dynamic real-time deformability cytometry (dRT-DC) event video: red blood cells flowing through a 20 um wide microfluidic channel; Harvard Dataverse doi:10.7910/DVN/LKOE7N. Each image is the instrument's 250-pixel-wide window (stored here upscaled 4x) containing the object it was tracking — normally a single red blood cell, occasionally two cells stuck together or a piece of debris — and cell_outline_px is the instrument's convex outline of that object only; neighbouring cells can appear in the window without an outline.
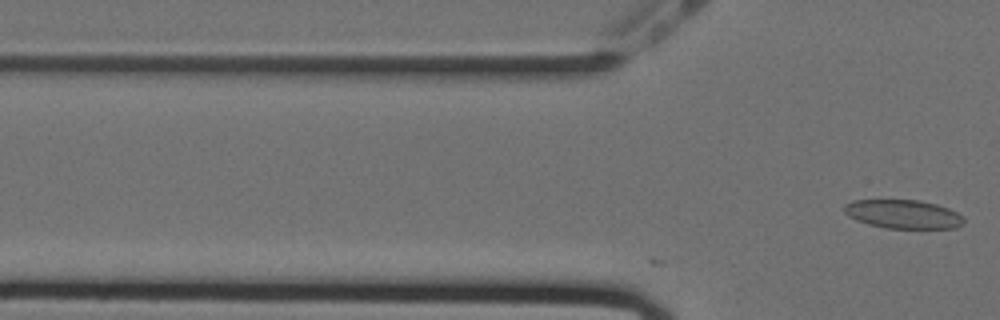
{"species": "Egyptian fruit bat (a non-hibernating species)", "species_latin": "Rousettus aegyptiacus", "temperature_condition": "cold", "stored_images_in_passage": 16, "camera_frame_rate_fps": 3000, "um_per_image_px": 0.085, "animal": {"sex": "female"}, "frame": {"image": 1, "passage_image": 16, "time_ms": 5.0, "image_size_px": [1000, 320], "cell_outline_px": [[964, 224], [956, 228], [884, 228], [868, 224], [856, 220], [848, 216], [844, 212], [844, 204], [852, 200], [920, 200], [936, 204], [948, 208], [956, 212], [964, 220]], "centroid_in_image_um": [76.74, 18.2], "position_along_channel_um": 49.1, "area_um2": 20.06}}